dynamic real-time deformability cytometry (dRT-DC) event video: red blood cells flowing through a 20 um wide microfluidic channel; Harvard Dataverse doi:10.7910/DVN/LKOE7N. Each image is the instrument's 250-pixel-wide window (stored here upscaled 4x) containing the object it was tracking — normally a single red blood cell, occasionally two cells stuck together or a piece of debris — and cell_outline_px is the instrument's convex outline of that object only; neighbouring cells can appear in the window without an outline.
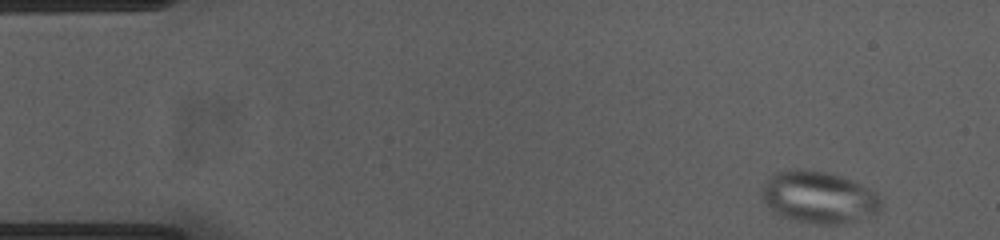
{"species": "common noctule bat (a hibernating species)", "species_latin": "Nyctalus noctula", "temperature_condition": "cold", "stored_images_in_passage": 51, "camera_frame_rate_fps": 3000, "um_per_image_px": 0.085, "animal": {"sex": "female", "body_mass_g": 23.0, "forearm_length_mm": 53.4}, "frame": {"image": 1, "passage_image": 1, "time_ms": 0.0, "image_size_px": [1000, 240], "cell_outline_px": [[880, 208], [876, 212], [836, 224], [820, 224], [780, 216], [772, 212], [764, 200], [764, 184], [768, 176], [776, 172], [788, 168], [804, 168], [828, 172], [852, 180], [876, 192], [880, 200]], "centroid_in_image_um": [69.53, 16.71], "position_along_channel_um": 15.5, "area_um2": 35.49}}
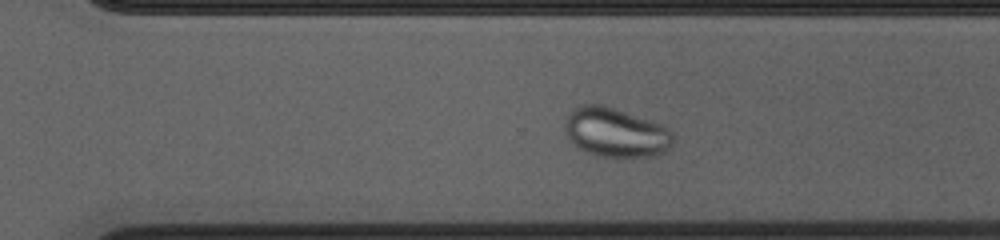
{"frame": {"image": 2, "passage_image": 34, "time_ms": 11.0, "image_size_px": [1000, 240], "cell_outline_px": [[672, 144], [664, 152], [648, 156], [604, 156], [588, 152], [576, 148], [564, 132], [564, 120], [580, 104], [604, 104], [664, 124], [672, 132]], "centroid_in_image_um": [52.32, 11.23], "position_along_channel_um": 318.3, "area_um2": 31.1}}
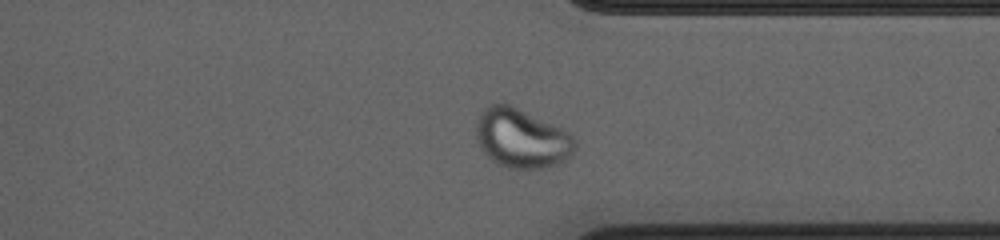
{"frame": {"image": 3, "passage_image": 38, "time_ms": 12.333, "image_size_px": [1000, 240], "cell_outline_px": [[576, 148], [564, 160], [540, 168], [508, 168], [496, 164], [480, 148], [476, 140], [476, 124], [480, 112], [484, 108], [492, 104], [508, 104], [560, 128], [568, 132], [572, 136], [576, 144]], "centroid_in_image_um": [44.28, 11.76], "position_along_channel_um": 367.1, "area_um2": 33.47}}